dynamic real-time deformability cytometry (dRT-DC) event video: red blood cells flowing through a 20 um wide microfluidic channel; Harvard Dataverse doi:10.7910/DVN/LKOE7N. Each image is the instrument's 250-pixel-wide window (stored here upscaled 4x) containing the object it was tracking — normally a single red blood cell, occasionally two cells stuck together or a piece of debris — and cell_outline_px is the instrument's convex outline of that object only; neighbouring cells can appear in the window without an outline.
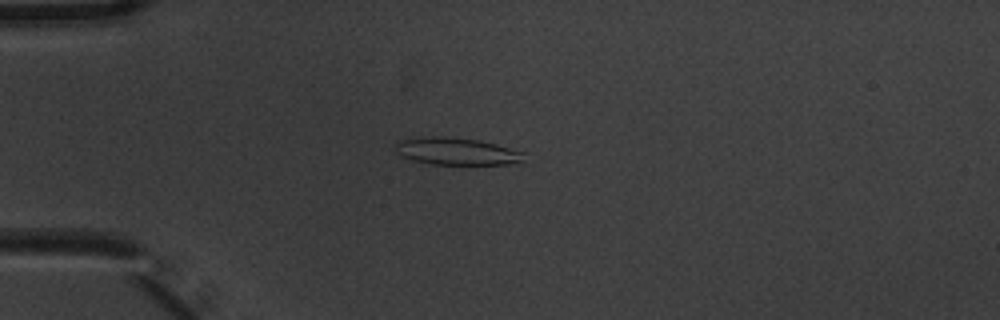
{"species": "common noctule bat (a hibernating species)", "species_latin": "Nyctalus noctula", "temperature_condition": "warm", "stored_images_in_passage": 8, "camera_frame_rate_fps": 3000, "um_per_image_px": 0.085, "animal": {"sex": "male", "body_mass_g": 20.1, "forearm_length_mm": 53.5}, "frame": {"image": 1, "passage_image": 4, "time_ms": 1.0, "image_size_px": [1000, 320], "cell_outline_px": [[524, 152], [520, 160], [508, 164], [432, 164], [412, 160], [400, 156], [396, 152], [396, 140], [432, 136], [444, 136], [480, 140], [496, 144]], "centroid_in_image_um": [38.73, 12.85], "position_along_channel_um": 46.3, "area_um2": 20.23}}
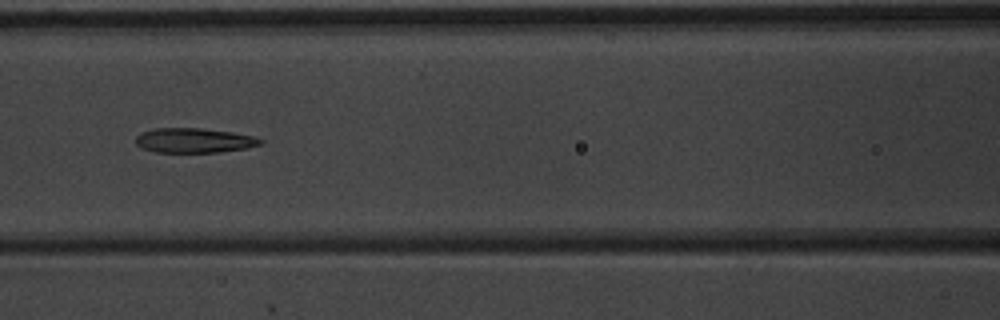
{"frame": {"image": 2, "passage_image": 7, "time_ms": 2.0, "image_size_px": [1000, 320], "cell_outline_px": [[264, 144], [248, 148], [220, 152], [156, 152], [140, 148], [136, 144], [136, 136], [140, 132], [156, 128], [200, 128], [232, 132], [256, 136], [264, 140]], "centroid_in_image_um": [16.53, 11.94], "position_along_channel_um": 150.1, "area_um2": 18.21}}
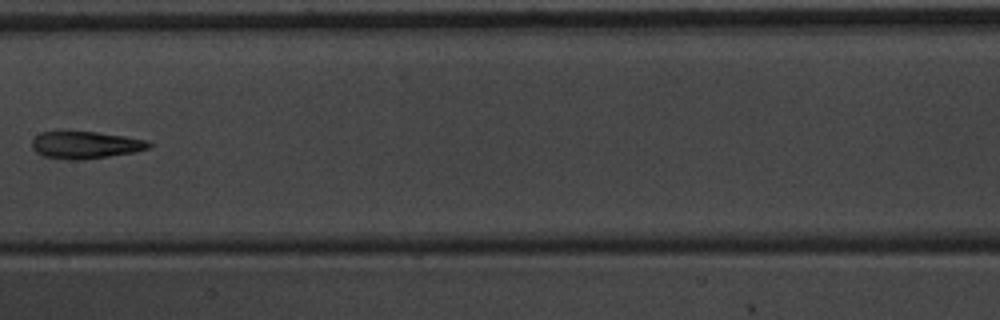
{"frame": {"image": 3, "passage_image": 8, "time_ms": 2.333, "image_size_px": [1000, 320], "cell_outline_px": [[152, 148], [136, 152], [84, 160], [68, 160], [44, 156], [36, 152], [32, 148], [32, 140], [40, 132], [60, 128], [64, 128], [96, 132], [124, 136], [148, 140], [152, 144]], "centroid_in_image_um": [7.23, 12.28], "position_along_channel_um": 200.2, "area_um2": 19.54}}